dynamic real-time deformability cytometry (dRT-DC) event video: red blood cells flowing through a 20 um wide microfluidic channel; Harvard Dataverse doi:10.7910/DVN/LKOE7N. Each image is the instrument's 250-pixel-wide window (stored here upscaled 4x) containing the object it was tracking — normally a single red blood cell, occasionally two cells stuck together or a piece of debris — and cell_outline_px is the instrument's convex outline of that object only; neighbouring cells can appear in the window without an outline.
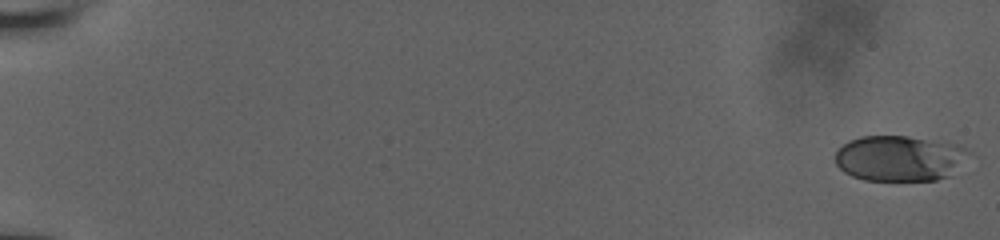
{"species": "human", "species_latin": "Homo sapiens", "temperature_condition": "room temperature", "stored_images_in_passage": 22, "camera_frame_rate_fps": 3000, "um_per_image_px": 0.085, "donor": {"sex": "male"}, "frame": {"image": 1, "passage_image": 1, "time_ms": 0.0, "image_size_px": [1000, 240], "cell_outline_px": [[976, 156], [948, 176], [936, 180], [864, 180], [852, 176], [844, 172], [836, 164], [836, 152], [848, 140], [860, 136], [908, 136], [956, 144], [972, 152]], "centroid_in_image_um": [76.54, 13.45], "position_along_channel_um": 8.5, "area_um2": 35.95}}